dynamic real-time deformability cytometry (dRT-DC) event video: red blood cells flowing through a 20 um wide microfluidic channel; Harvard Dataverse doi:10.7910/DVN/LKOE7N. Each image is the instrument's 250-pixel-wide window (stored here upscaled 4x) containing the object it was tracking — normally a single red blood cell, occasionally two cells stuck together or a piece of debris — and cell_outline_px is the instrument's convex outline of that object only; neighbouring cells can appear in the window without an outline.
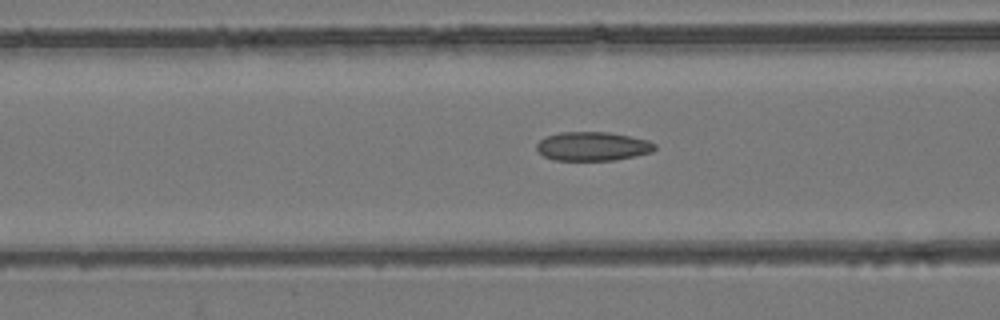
{"species": "common noctule bat (a hibernating species)", "species_latin": "Nyctalus noctula", "temperature_condition": "room temperature", "stored_images_in_passage": 38, "camera_frame_rate_fps": 3000, "um_per_image_px": 0.085, "animal": {"sex": "female", "body_mass_g": 24.6, "forearm_length_mm": 56.2}, "frame": {"image": 1, "passage_image": 6, "time_ms": 1.667, "image_size_px": [1000, 320], "cell_outline_px": [[656, 148], [652, 152], [636, 156], [616, 160], [552, 160], [544, 156], [536, 148], [536, 144], [544, 136], [560, 132], [608, 132], [648, 140], [656, 144]], "centroid_in_image_um": [50.37, 12.44], "position_along_channel_um": 116.2, "area_um2": 20.0}}
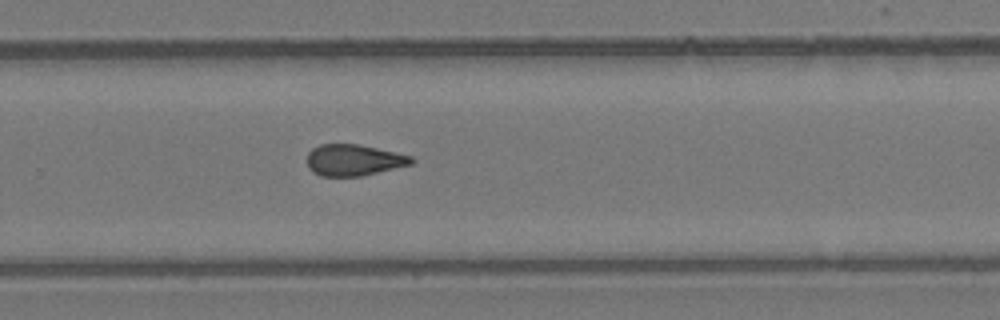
{"frame": {"image": 2, "passage_image": 20, "time_ms": 6.333, "image_size_px": [1000, 320], "cell_outline_px": [[416, 160], [412, 164], [360, 176], [320, 176], [312, 172], [308, 168], [308, 152], [312, 148], [320, 144], [360, 144], [396, 152], [412, 156]], "centroid_in_image_um": [30.06, 13.6], "position_along_channel_um": 299.7, "area_um2": 19.13}}
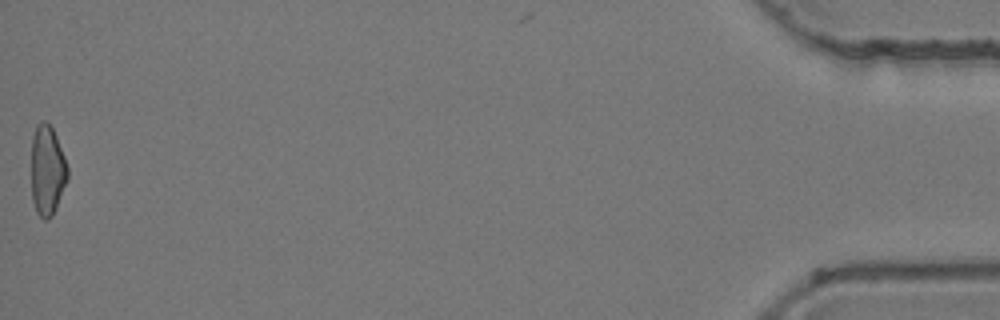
{"frame": {"image": 3, "passage_image": 38, "time_ms": 12.333, "image_size_px": [1000, 320], "cell_outline_px": [[68, 180], [56, 208], [52, 216], [48, 220], [44, 220], [36, 212], [32, 200], [32, 136], [36, 124], [40, 120], [48, 120], [56, 136], [64, 156], [68, 168]], "centroid_in_image_um": [4.02, 14.47], "position_along_channel_um": 431.2, "area_um2": 19.31}, "authors_computed_cell_mechanics": {"area_um2": 19.5075, "velocity_mm_per_s": 3.9356, "shape_relaxation_time_tau1_ms": null, "shape_relaxation_time_tau2_ms": 3.7173, "deformation_change_tau1": null, "deformation_change_tau2": 0.109}}